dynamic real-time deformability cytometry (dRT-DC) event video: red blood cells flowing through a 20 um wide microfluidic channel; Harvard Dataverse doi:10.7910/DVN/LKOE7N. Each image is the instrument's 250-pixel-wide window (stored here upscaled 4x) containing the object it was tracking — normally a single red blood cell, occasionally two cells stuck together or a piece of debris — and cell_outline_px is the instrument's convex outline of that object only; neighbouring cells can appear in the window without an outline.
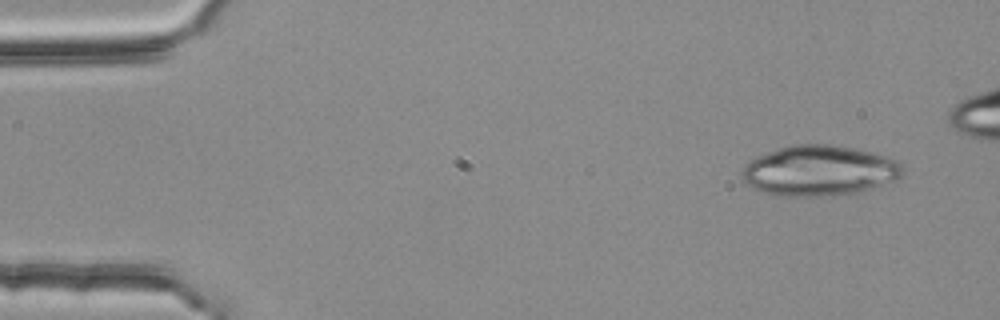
{"species": "common noctule bat (a hibernating species)", "species_latin": "Nyctalus noctula", "temperature_condition": "room temperature", "stored_images_in_passage": 51, "camera_frame_rate_fps": 3000, "um_per_image_px": 0.085, "animal": {"sex": "female", "body_mass_g": 25.1}, "frame": {"image": 1, "passage_image": 1, "time_ms": 0.0, "image_size_px": [1000, 320], "cell_outline_px": [[904, 172], [896, 180], [872, 188], [856, 192], [832, 196], [776, 196], [764, 192], [748, 184], [740, 176], [740, 168], [744, 164], [756, 156], [792, 144], [832, 144], [856, 148], [888, 156], [896, 160], [900, 164]], "centroid_in_image_um": [69.62, 14.5], "position_along_channel_um": 15.4, "area_um2": 47.51}}
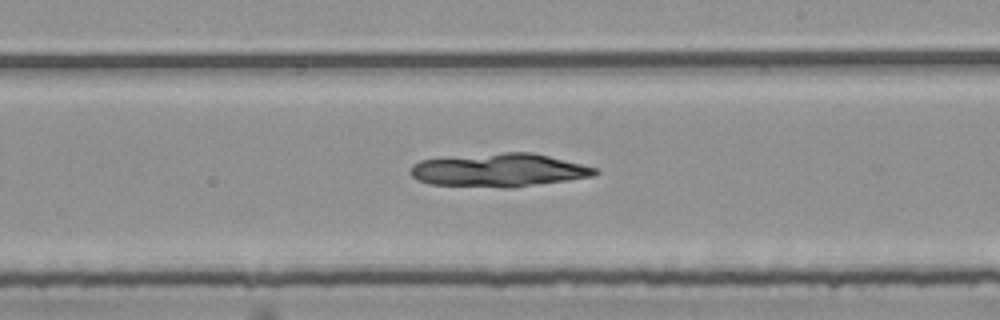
{"frame": {"image": 2, "passage_image": 28, "time_ms": 9.0, "image_size_px": [1000, 320], "cell_outline_px": [[600, 172], [592, 176], [568, 180], [512, 188], [504, 188], [428, 184], [412, 176], [412, 164], [420, 160], [444, 156], [504, 152], [532, 152], [596, 168]], "centroid_in_image_um": [42.37, 14.45], "position_along_channel_um": 246.6, "area_um2": 36.01}}
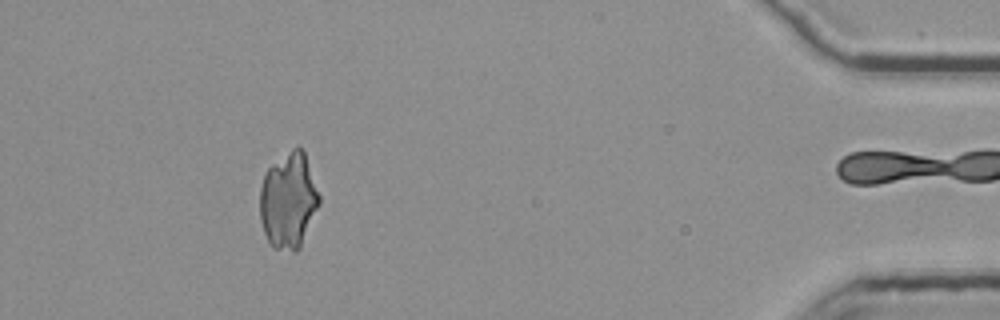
{"frame": {"image": 3, "passage_image": 46, "time_ms": 15.0, "image_size_px": [1000, 320], "cell_outline_px": [[320, 204], [300, 248], [296, 252], [292, 252], [272, 248], [268, 244], [260, 220], [260, 188], [264, 172], [272, 164], [296, 144], [304, 152], [320, 196]], "centroid_in_image_um": [24.51, 17.07], "position_along_channel_um": 410.7, "area_um2": 33.52}}